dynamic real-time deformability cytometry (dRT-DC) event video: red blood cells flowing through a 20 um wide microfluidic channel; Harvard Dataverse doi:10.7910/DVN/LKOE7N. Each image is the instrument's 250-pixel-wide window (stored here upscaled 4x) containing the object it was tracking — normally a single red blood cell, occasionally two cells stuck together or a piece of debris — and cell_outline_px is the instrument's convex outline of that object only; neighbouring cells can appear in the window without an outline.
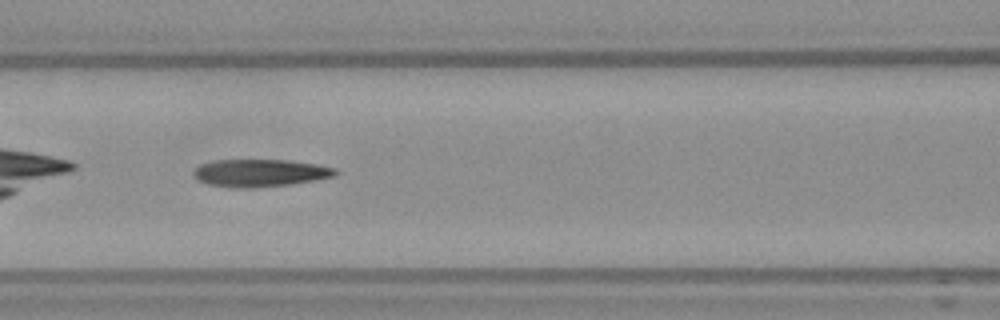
{"species": "Egyptian fruit bat (a non-hibernating species)", "species_latin": "Rousettus aegyptiacus", "temperature_condition": "warm", "stored_images_in_passage": 34, "camera_frame_rate_fps": 3000, "um_per_image_px": 0.085, "frame": {"image": 1, "passage_image": 6, "time_ms": 1.667, "image_size_px": [1000, 320], "cell_outline_px": [[340, 172], [336, 176], [292, 184], [252, 188], [236, 188], [208, 184], [200, 180], [192, 172], [200, 164], [216, 160], [288, 160], [316, 164], [336, 168]], "centroid_in_image_um": [22.16, 14.7], "position_along_channel_um": 144.4, "area_um2": 22.72}}